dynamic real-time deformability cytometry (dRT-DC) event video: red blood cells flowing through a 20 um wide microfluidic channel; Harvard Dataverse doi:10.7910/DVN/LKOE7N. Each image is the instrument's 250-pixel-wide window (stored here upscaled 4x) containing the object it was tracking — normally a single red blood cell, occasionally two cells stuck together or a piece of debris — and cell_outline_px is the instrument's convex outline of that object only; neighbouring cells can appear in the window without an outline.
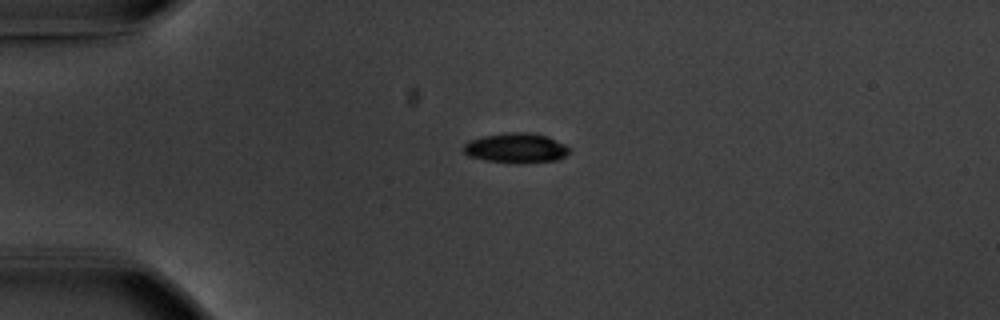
{"species": "common noctule bat (a hibernating species)", "species_latin": "Nyctalus noctula", "temperature_condition": "warm", "stored_images_in_passage": 3, "camera_frame_rate_fps": 3000, "um_per_image_px": 0.085, "animal": {"sex": "male", "body_mass_g": 20.1, "forearm_length_mm": 53.5}, "frame": {"image": 1, "passage_image": 1, "time_ms": 0.0, "image_size_px": [1000, 320], "cell_outline_px": [[572, 148], [564, 156], [556, 160], [484, 160], [468, 156], [460, 148], [468, 140], [484, 136], [504, 132], [528, 132], [548, 136]], "centroid_in_image_um": [43.81, 12.51], "position_along_channel_um": 41.2, "area_um2": 17.69}}